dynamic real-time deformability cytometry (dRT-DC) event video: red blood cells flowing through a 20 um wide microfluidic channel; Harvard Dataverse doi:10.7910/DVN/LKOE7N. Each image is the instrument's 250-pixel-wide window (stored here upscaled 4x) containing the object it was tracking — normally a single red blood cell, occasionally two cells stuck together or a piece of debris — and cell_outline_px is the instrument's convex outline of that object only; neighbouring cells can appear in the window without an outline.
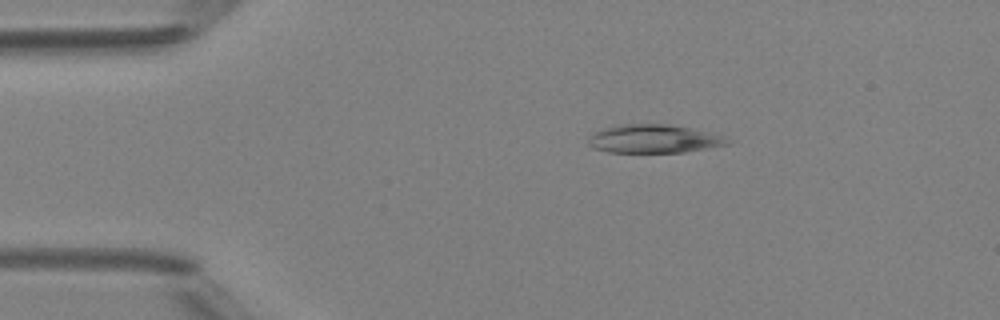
{"species": "Egyptian fruit bat (a non-hibernating species)", "species_latin": "Rousettus aegyptiacus", "temperature_condition": "room temperature", "stored_images_in_passage": 48, "camera_frame_rate_fps": 3000, "um_per_image_px": 0.085, "animal": {"sex": "female"}, "frame": {"image": 1, "passage_image": 9, "time_ms": 2.667, "image_size_px": [1000, 320], "cell_outline_px": [[732, 144], [684, 152], [608, 152], [592, 148], [588, 144], [588, 136], [604, 128], [620, 124], [668, 124], [692, 128], [724, 136], [732, 140]], "centroid_in_image_um": [55.6, 11.8], "position_along_channel_um": 29.4, "area_um2": 23.18}}
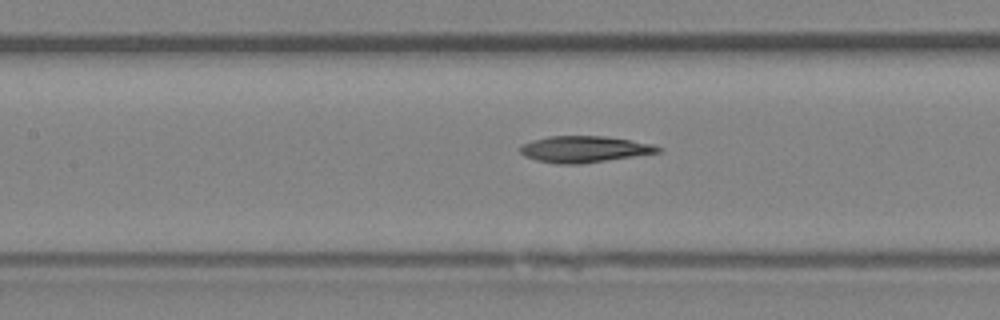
{"frame": {"image": 2, "passage_image": 22, "time_ms": 7.0, "image_size_px": [1000, 320], "cell_outline_px": [[664, 148], [660, 152], [580, 164], [556, 164], [536, 160], [524, 156], [520, 152], [520, 144], [532, 140], [548, 136], [604, 136], [652, 144]], "centroid_in_image_um": [49.61, 12.68], "position_along_channel_um": 157.8, "area_um2": 21.15}}
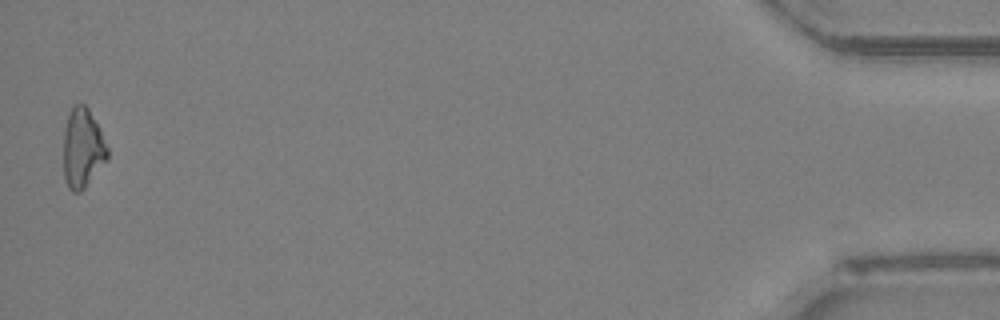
{"frame": {"image": 3, "passage_image": 48, "time_ms": 15.667, "image_size_px": [1000, 320], "cell_outline_px": [[108, 160], [84, 188], [80, 192], [72, 192], [68, 188], [64, 180], [64, 128], [68, 116], [72, 108], [76, 104], [84, 104], [88, 108], [100, 128], [108, 148]], "centroid_in_image_um": [7.03, 12.62], "position_along_channel_um": 428.2, "area_um2": 20.46}, "authors_computed_cell_mechanics": {"area_um2": 21.1259, "velocity_mm_per_s": 4.2294, "shape_relaxation_time_tau1_ms": null, "shape_relaxation_time_tau2_ms": 10.2718, "deformation_change_tau1": null, "deformation_change_tau2": 0.202}}